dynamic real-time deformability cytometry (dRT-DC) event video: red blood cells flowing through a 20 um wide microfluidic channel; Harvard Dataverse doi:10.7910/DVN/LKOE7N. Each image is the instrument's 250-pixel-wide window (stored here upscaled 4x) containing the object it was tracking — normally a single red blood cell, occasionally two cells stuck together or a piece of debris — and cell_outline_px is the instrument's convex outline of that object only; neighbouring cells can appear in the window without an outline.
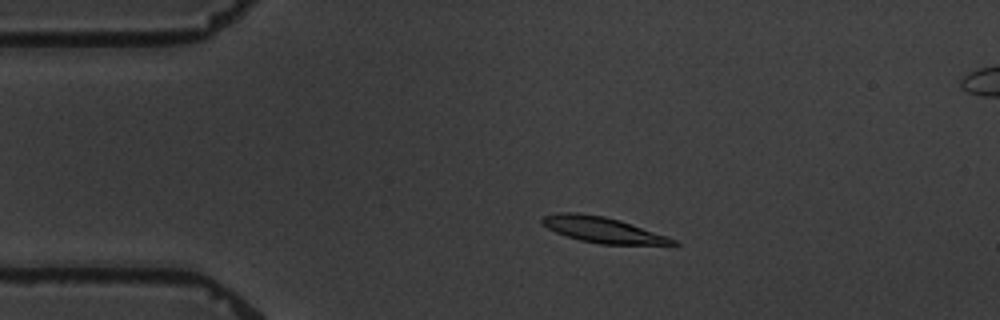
{"species": "common noctule bat (a hibernating species)", "species_latin": "Nyctalus noctula", "temperature_condition": "warm", "stored_images_in_passage": 9, "camera_frame_rate_fps": 3000, "um_per_image_px": 0.085, "animal": {"sex": "male", "body_mass_g": 19.5, "forearm_length_mm": 54.6}, "frame": {"image": 1, "passage_image": 3, "time_ms": 3.333, "image_size_px": [1000, 320], "cell_outline_px": [[680, 244], [600, 244], [580, 240], [556, 232], [540, 224], [540, 220], [544, 216], [560, 212], [576, 212], [604, 216], [620, 220], [668, 236], [676, 240]], "centroid_in_image_um": [51.2, 19.52], "position_along_channel_um": 33.8, "area_um2": 19.42}}
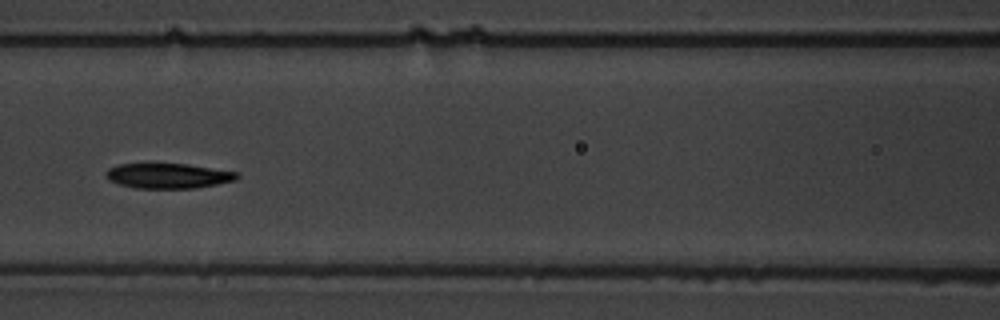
{"frame": {"image": 2, "passage_image": 7, "time_ms": 8.0, "image_size_px": [1000, 320], "cell_outline_px": [[240, 176], [236, 180], [196, 188], [136, 188], [120, 184], [108, 180], [104, 176], [104, 172], [108, 168], [120, 164], [188, 164], [236, 172]], "centroid_in_image_um": [14.26, 14.94], "position_along_channel_um": 152.3, "area_um2": 19.07}}
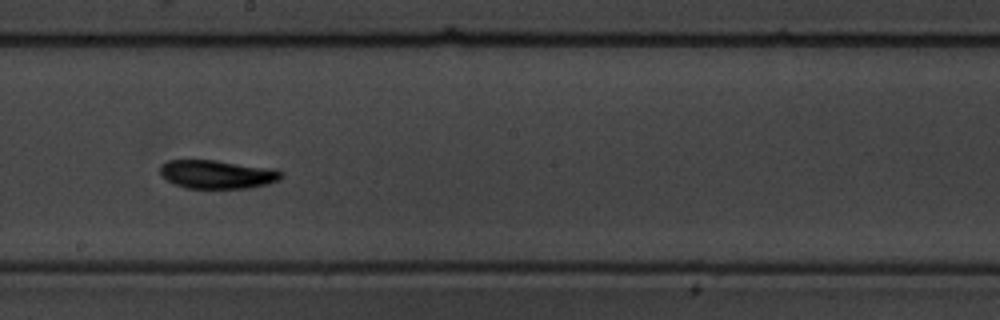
{"frame": {"image": 3, "passage_image": 9, "time_ms": 10.333, "image_size_px": [1000, 320], "cell_outline_px": [[284, 176], [280, 180], [268, 184], [248, 188], [188, 188], [176, 184], [160, 176], [160, 164], [168, 160], [216, 160], [276, 168], [284, 172]], "centroid_in_image_um": [18.52, 14.8], "position_along_channel_um": 229.7, "area_um2": 20.46}}